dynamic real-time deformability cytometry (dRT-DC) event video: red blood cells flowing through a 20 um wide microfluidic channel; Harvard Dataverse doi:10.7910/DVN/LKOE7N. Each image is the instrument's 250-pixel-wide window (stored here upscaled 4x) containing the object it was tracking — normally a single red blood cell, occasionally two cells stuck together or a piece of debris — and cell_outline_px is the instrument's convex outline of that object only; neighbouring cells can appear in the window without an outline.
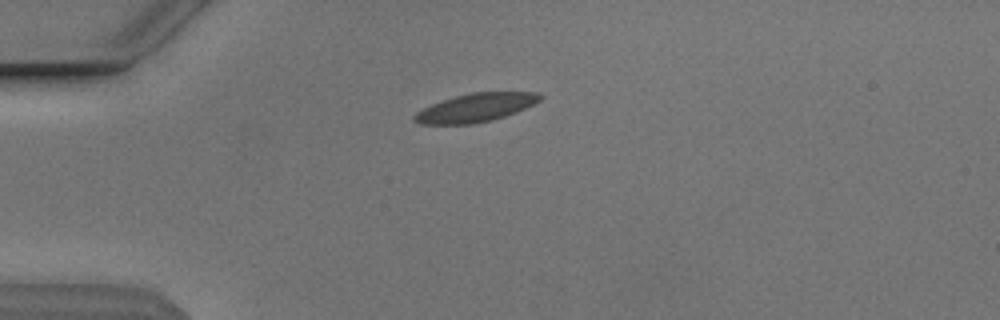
{"species": "Egyptian fruit bat (a non-hibernating species)", "species_latin": "Rousettus aegyptiacus", "temperature_condition": "cold", "stored_images_in_passage": 41, "camera_frame_rate_fps": 3000, "um_per_image_px": 0.085, "animal": {"sex": "male"}, "frame": {"image": 1, "passage_image": 1, "time_ms": 0.0, "image_size_px": [1000, 320], "cell_outline_px": [[544, 96], [540, 100], [524, 108], [504, 116], [492, 120], [472, 124], [420, 124], [412, 120], [412, 116], [416, 112], [432, 104], [456, 96], [472, 92], [540, 92]], "centroid_in_image_um": [40.41, 9.15], "position_along_channel_um": 44.6, "area_um2": 20.63}}
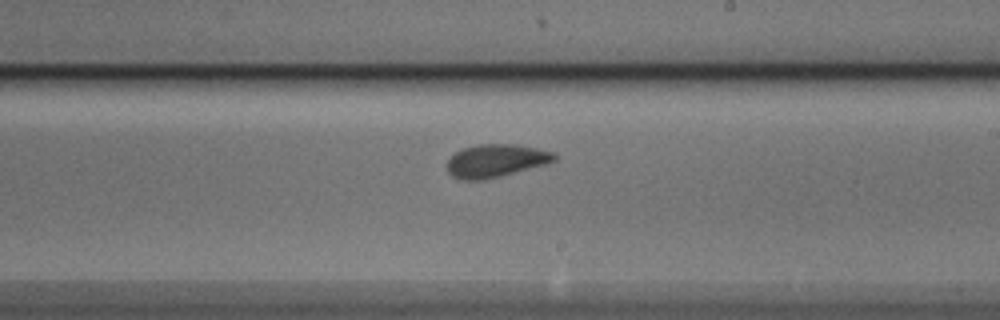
{"frame": {"image": 2, "passage_image": 19, "time_ms": 6.0, "image_size_px": [1000, 320], "cell_outline_px": [[556, 160], [548, 164], [484, 180], [460, 180], [452, 176], [448, 172], [448, 160], [456, 152], [464, 148], [480, 144], [516, 144], [556, 152]], "centroid_in_image_um": [42.18, 13.66], "position_along_channel_um": 246.8, "area_um2": 20.63}}
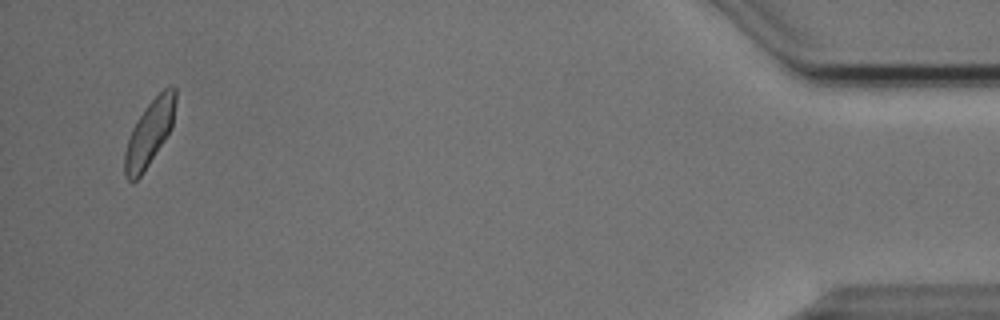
{"frame": {"image": 3, "passage_image": 39, "time_ms": 12.667, "image_size_px": [1000, 320], "cell_outline_px": [[176, 100], [172, 128], [140, 176], [132, 184], [128, 180], [124, 172], [124, 152], [132, 128], [148, 104], [168, 84], [172, 84], [176, 88]], "centroid_in_image_um": [12.71, 11.28], "position_along_channel_um": 422.5, "area_um2": 19.19}, "authors_computed_cell_mechanics": {"area_um2": 20.1144, "velocity_mm_per_s": 3.8065, "shape_relaxation_time_tau1_ms": 2.4496, "shape_relaxation_time_tau2_ms": 1.9906, "deformation_change_tau1": 0.1014, "deformation_change_tau2": 0.0752}}